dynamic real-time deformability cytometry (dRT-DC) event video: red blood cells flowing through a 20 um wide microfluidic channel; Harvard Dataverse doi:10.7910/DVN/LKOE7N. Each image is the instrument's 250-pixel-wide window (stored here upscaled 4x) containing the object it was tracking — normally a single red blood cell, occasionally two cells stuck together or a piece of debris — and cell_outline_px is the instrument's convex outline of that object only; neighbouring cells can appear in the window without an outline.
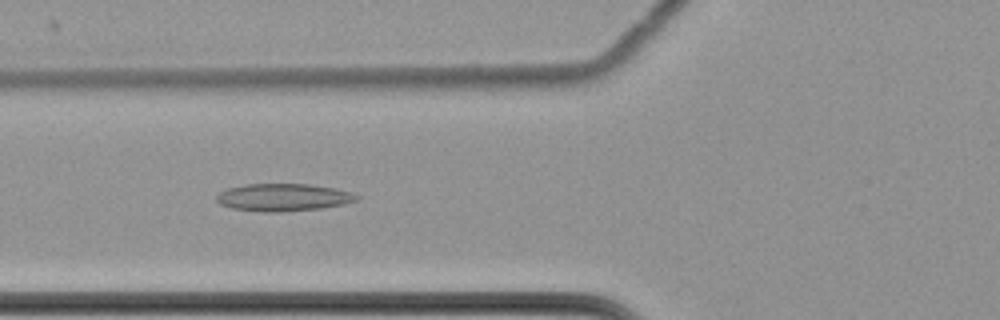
{"species": "common noctule bat (a hibernating species)", "species_latin": "Nyctalus noctula", "temperature_condition": "cold", "stored_images_in_passage": 59, "camera_frame_rate_fps": 3000, "um_per_image_px": 0.085, "animal": {"sex": "female", "body_mass_g": 22.7, "forearm_length_mm": 54.2}, "frame": {"image": 1, "passage_image": 25, "time_ms": 8.0, "image_size_px": [1000, 320], "cell_outline_px": [[360, 196], [356, 200], [344, 204], [320, 208], [280, 212], [264, 212], [232, 208], [220, 204], [216, 200], [216, 196], [220, 192], [228, 188], [244, 184], [312, 184], [336, 188]], "centroid_in_image_um": [24.06, 16.77], "position_along_channel_um": 101.7, "area_um2": 22.37}}
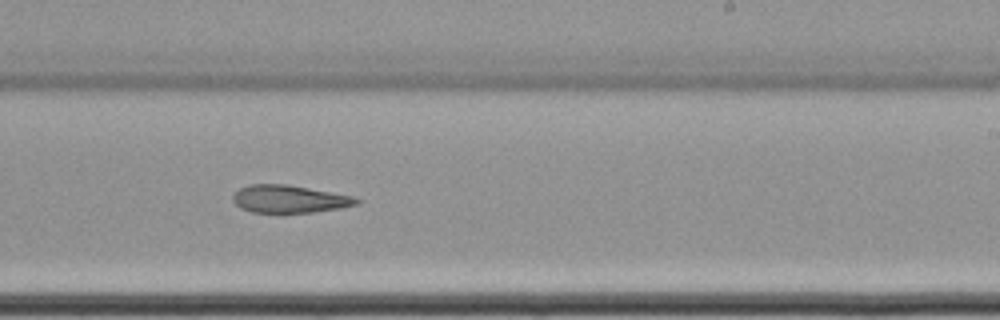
{"frame": {"image": 2, "passage_image": 39, "time_ms": 12.667, "image_size_px": [1000, 320], "cell_outline_px": [[360, 204], [340, 208], [312, 212], [252, 212], [240, 208], [232, 200], [232, 196], [240, 188], [248, 184], [288, 184], [352, 196], [360, 200]], "centroid_in_image_um": [24.58, 16.91], "position_along_channel_um": 264.4, "area_um2": 19.83}}
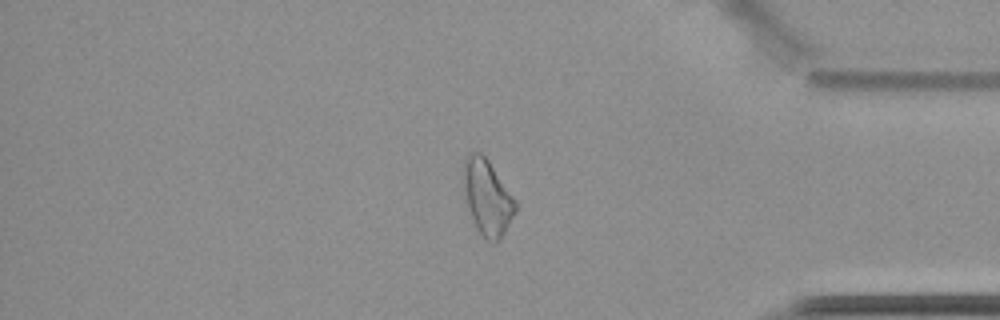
{"frame": {"image": 3, "passage_image": 52, "time_ms": 17.0, "image_size_px": [1000, 320], "cell_outline_px": [[516, 212], [500, 240], [496, 244], [492, 244], [476, 228], [472, 220], [464, 192], [464, 160], [468, 152], [480, 152], [488, 160], [516, 200]], "centroid_in_image_um": [41.43, 16.8], "position_along_channel_um": 393.8, "area_um2": 22.72}, "authors_computed_cell_mechanics": {"area_um2": 22.831, "velocity_mm_per_s": 3.4854, "shape_relaxation_time_tau1_ms": null, "shape_relaxation_time_tau2_ms": 5.8505, "deformation_change_tau1": null, "deformation_change_tau2": 0.1327}}